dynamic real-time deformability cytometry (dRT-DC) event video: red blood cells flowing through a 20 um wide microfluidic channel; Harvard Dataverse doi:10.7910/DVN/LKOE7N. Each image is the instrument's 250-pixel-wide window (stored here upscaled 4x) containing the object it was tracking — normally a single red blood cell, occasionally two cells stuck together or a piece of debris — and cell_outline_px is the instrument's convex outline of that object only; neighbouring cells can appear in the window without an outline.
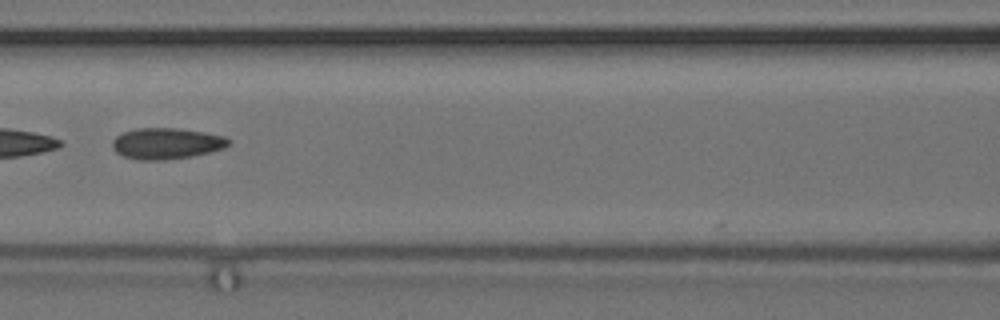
{"species": "common noctule bat (a hibernating species)", "species_latin": "Nyctalus noctula", "temperature_condition": "cold", "stored_images_in_passage": 8, "camera_frame_rate_fps": 3000, "um_per_image_px": 0.085, "animal": {"sex": "female", "body_mass_g": 24.6, "forearm_length_mm": 56.2}, "frame": {"image": 1, "passage_image": 6, "time_ms": 1.667, "image_size_px": [1000, 320], "cell_outline_px": [[232, 144], [224, 148], [192, 156], [164, 160], [136, 160], [124, 156], [116, 152], [112, 148], [112, 140], [116, 136], [124, 132], [136, 128], [176, 128], [204, 132], [224, 136], [232, 140]], "centroid_in_image_um": [14.16, 12.19], "position_along_channel_um": 152.4, "area_um2": 21.21}}
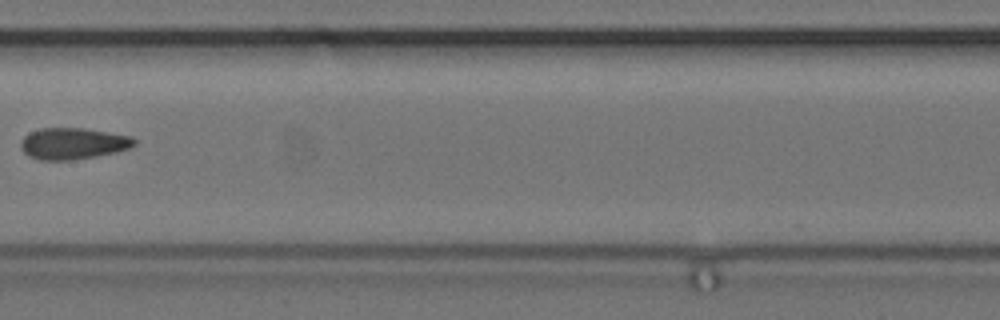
{"frame": {"image": 2, "passage_image": 7, "time_ms": 2.0, "image_size_px": [1000, 320], "cell_outline_px": [[136, 144], [132, 148], [116, 152], [96, 156], [72, 160], [40, 160], [28, 156], [20, 148], [20, 140], [24, 136], [40, 128], [84, 128], [132, 136], [136, 140]], "centroid_in_image_um": [6.22, 12.2], "position_along_channel_um": 201.2, "area_um2": 20.98}}
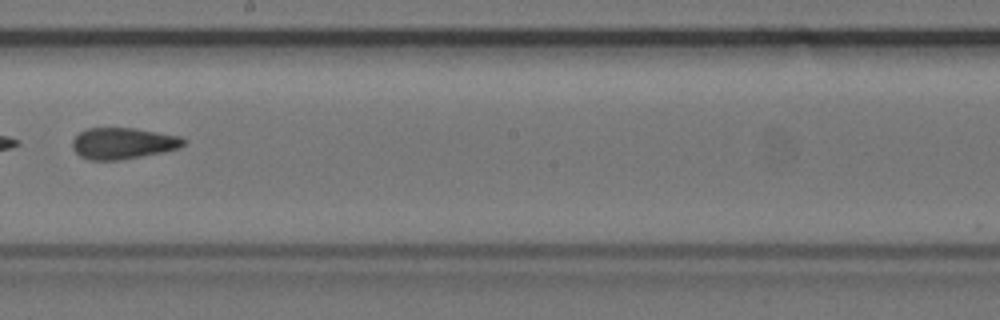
{"frame": {"image": 3, "passage_image": 8, "time_ms": 2.333, "image_size_px": [1000, 320], "cell_outline_px": [[188, 140], [180, 148], [164, 152], [120, 160], [88, 160], [80, 156], [72, 148], [72, 140], [80, 132], [88, 128], [136, 128], [180, 136]], "centroid_in_image_um": [10.47, 12.18], "position_along_channel_um": 237.7, "area_um2": 20.46}}